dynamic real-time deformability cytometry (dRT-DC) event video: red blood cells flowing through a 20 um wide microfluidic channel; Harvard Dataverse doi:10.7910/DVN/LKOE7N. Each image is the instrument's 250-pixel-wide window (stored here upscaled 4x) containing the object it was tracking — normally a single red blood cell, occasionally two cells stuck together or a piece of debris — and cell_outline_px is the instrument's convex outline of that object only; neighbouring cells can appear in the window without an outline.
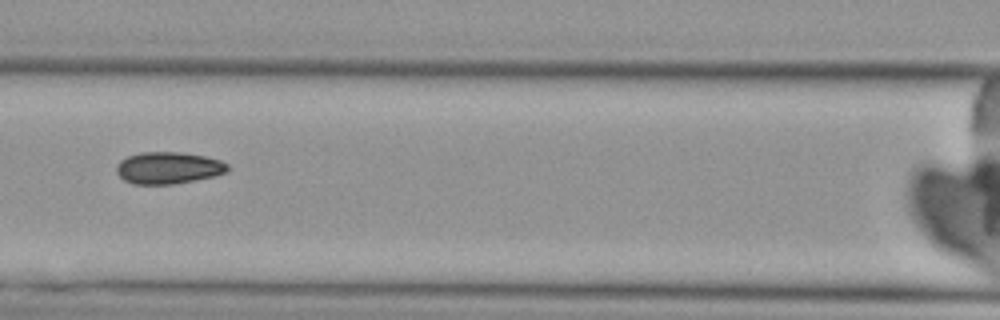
{"species": "Egyptian fruit bat (a non-hibernating species)", "species_latin": "Rousettus aegyptiacus", "temperature_condition": "cold", "stored_images_in_passage": 9, "camera_frame_rate_fps": 3000, "um_per_image_px": 0.085, "animal": {"sex": "female"}, "frame": {"image": 1, "passage_image": 7, "time_ms": 7.0, "image_size_px": [1000, 320], "cell_outline_px": [[228, 172], [216, 176], [172, 184], [132, 184], [124, 180], [116, 172], [116, 164], [120, 160], [128, 156], [140, 152], [180, 152], [204, 156], [220, 160], [228, 164]], "centroid_in_image_um": [14.3, 14.27], "position_along_channel_um": 152.3, "area_um2": 20.75}}
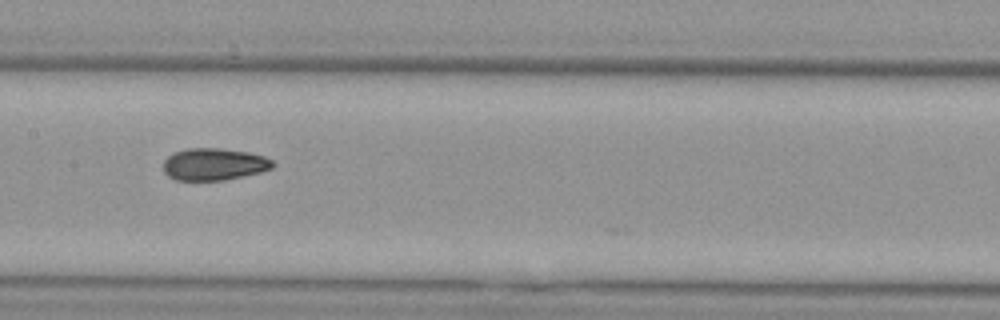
{"frame": {"image": 2, "passage_image": 8, "time_ms": 8.0, "image_size_px": [1000, 320], "cell_outline_px": [[276, 164], [272, 168], [260, 172], [224, 180], [176, 180], [168, 176], [164, 172], [164, 160], [168, 156], [176, 152], [188, 148], [220, 148], [248, 152], [264, 156], [272, 160]], "centroid_in_image_um": [18.2, 13.96], "position_along_channel_um": 189.2, "area_um2": 20.4}}